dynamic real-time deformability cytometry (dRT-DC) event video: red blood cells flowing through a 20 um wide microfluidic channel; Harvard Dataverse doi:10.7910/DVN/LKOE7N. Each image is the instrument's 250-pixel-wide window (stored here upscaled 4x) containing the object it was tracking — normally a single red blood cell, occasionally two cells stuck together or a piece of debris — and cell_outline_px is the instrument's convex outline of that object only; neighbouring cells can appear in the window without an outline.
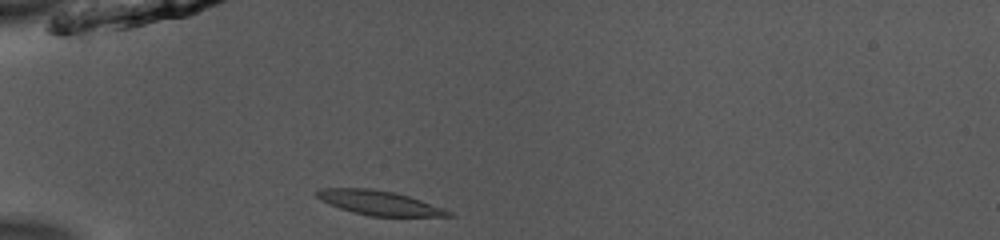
{"species": "common noctule bat (a hibernating species)", "species_latin": "Nyctalus noctula", "temperature_condition": "room temperature", "stored_images_in_passage": 37, "camera_frame_rate_fps": 3000, "um_per_image_px": 0.085, "animal": {"sex": "male", "body_mass_g": 13.0, "forearm_length_mm": 53.1}, "frame": {"image": 1, "passage_image": 1, "time_ms": 0.0, "image_size_px": [1000, 240], "cell_outline_px": [[452, 216], [372, 216], [352, 212], [328, 204], [320, 200], [316, 196], [316, 192], [324, 188], [368, 188], [396, 192], [444, 208], [452, 212]], "centroid_in_image_um": [32.21, 17.24], "position_along_channel_um": 52.8, "area_um2": 18.55}}
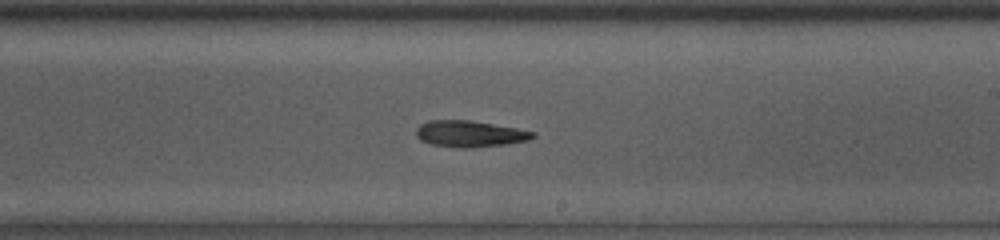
{"frame": {"image": 2, "passage_image": 17, "time_ms": 5.333, "image_size_px": [1000, 240], "cell_outline_px": [[536, 136], [528, 140], [508, 144], [472, 148], [460, 148], [432, 144], [420, 140], [416, 136], [416, 128], [420, 124], [428, 120], [472, 120], [516, 128], [536, 132]], "centroid_in_image_um": [39.93, 11.37], "position_along_channel_um": 249.1, "area_um2": 18.09}}
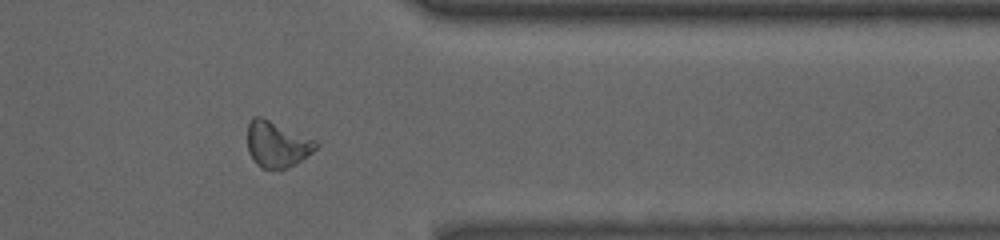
{"frame": {"image": 3, "passage_image": 28, "time_ms": 9.0, "image_size_px": [1000, 240], "cell_outline_px": [[320, 144], [312, 152], [296, 164], [284, 168], [260, 168], [256, 164], [248, 152], [248, 124], [252, 116], [260, 116], [316, 140]], "centroid_in_image_um": [23.54, 12.26], "position_along_channel_um": 387.9, "area_um2": 18.21}, "authors_computed_cell_mechanics": {"area_um2": 18.207, "velocity_mm_per_s": 3.9457, "shape_relaxation_time_tau1_ms": 3.2004, "shape_relaxation_time_tau2_ms": null, "deformation_change_tau1": 0.146, "deformation_change_tau2": null}}